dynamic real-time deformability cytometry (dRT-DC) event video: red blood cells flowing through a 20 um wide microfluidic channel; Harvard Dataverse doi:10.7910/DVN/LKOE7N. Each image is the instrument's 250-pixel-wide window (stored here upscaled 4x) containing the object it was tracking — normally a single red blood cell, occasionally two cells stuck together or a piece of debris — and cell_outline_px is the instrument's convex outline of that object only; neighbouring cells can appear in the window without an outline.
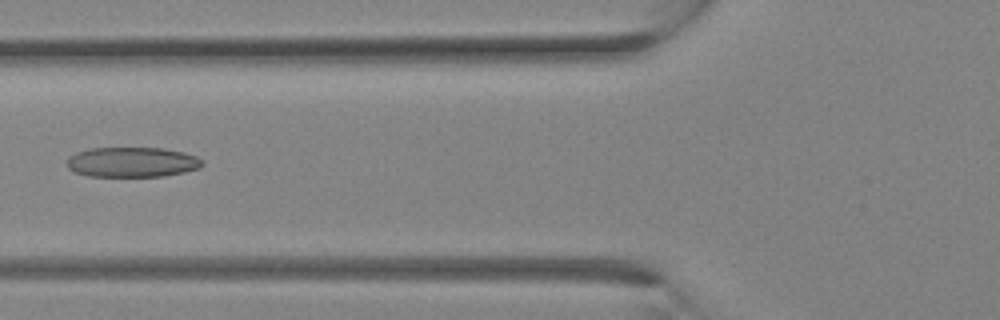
{"species": "Egyptian fruit bat (a non-hibernating species)", "species_latin": "Rousettus aegyptiacus", "temperature_condition": "room temperature", "stored_images_in_passage": 31, "camera_frame_rate_fps": 3000, "um_per_image_px": 0.085, "animal": {"sex": "female"}, "frame": {"image": 1, "passage_image": 12, "time_ms": 3.667, "image_size_px": [1000, 320], "cell_outline_px": [[204, 164], [200, 168], [184, 172], [164, 176], [88, 176], [72, 172], [68, 168], [68, 156], [76, 152], [88, 148], [164, 148], [184, 152], [196, 156], [204, 160]], "centroid_in_image_um": [11.24, 13.78], "position_along_channel_um": 114.6, "area_um2": 23.93}}
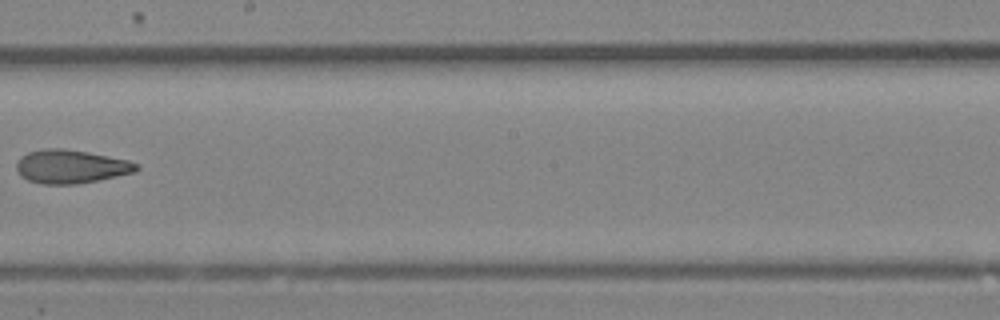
{"frame": {"image": 2, "passage_image": 18, "time_ms": 5.667, "image_size_px": [1000, 320], "cell_outline_px": [[140, 168], [136, 172], [76, 184], [40, 184], [28, 180], [20, 176], [16, 168], [16, 164], [20, 156], [28, 152], [44, 148], [64, 148], [88, 152], [128, 160], [140, 164]], "centroid_in_image_um": [6.01, 14.15], "position_along_channel_um": 242.2, "area_um2": 23.58}}
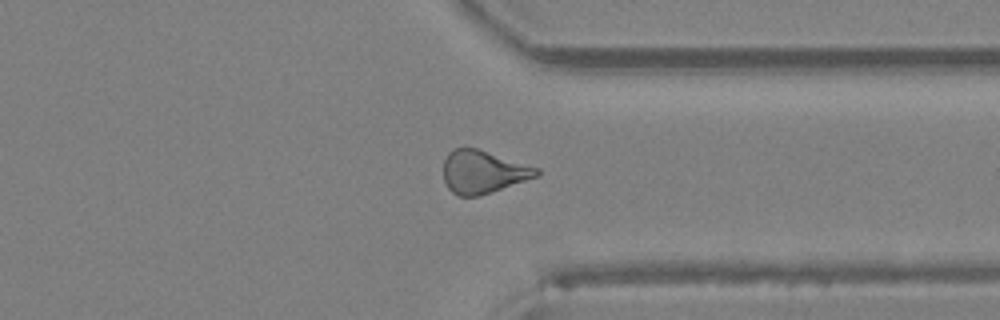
{"frame": {"image": 3, "passage_image": 24, "time_ms": 7.667, "image_size_px": [1000, 320], "cell_outline_px": [[540, 172], [536, 176], [480, 196], [456, 196], [448, 188], [444, 180], [444, 160], [448, 152], [452, 148], [476, 148], [540, 168]], "centroid_in_image_um": [41.02, 14.61], "position_along_channel_um": 370.4, "area_um2": 23.12}}